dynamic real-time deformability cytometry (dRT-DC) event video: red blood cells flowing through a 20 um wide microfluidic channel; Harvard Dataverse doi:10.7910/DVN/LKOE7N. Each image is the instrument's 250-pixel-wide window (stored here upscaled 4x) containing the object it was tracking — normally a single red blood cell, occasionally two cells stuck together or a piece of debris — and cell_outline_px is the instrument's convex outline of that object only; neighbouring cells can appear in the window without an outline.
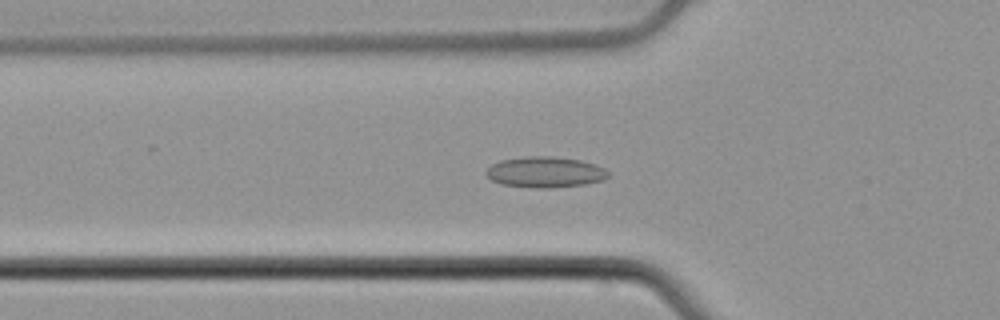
{"species": "common noctule bat (a hibernating species)", "species_latin": "Nyctalus noctula", "temperature_condition": "cold", "stored_images_in_passage": 38, "camera_frame_rate_fps": 3000, "um_per_image_px": 0.085, "animal": {"sex": "male", "body_mass_g": 21.5, "forearm_length_mm": 52.0}, "frame": {"image": 1, "passage_image": 2, "time_ms": 0.333, "image_size_px": [1000, 320], "cell_outline_px": [[608, 176], [604, 180], [584, 184], [552, 188], [532, 188], [500, 184], [492, 180], [484, 172], [492, 164], [500, 160], [528, 156], [552, 156], [580, 160], [604, 168], [608, 172]], "centroid_in_image_um": [46.31, 14.63], "position_along_channel_um": 79.5, "area_um2": 21.91}}
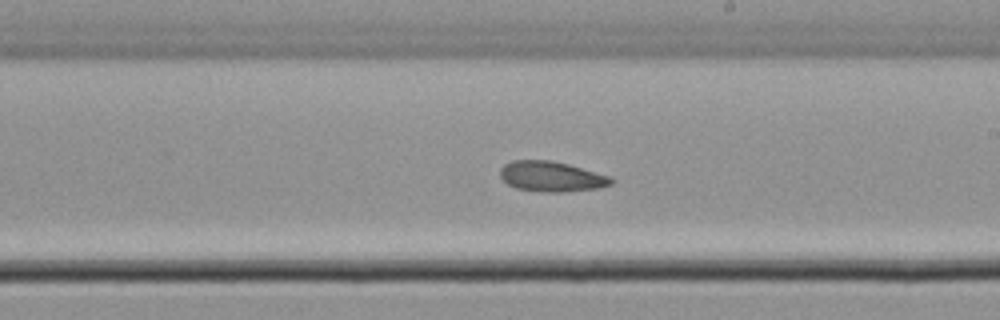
{"frame": {"image": 2, "passage_image": 15, "time_ms": 4.667, "image_size_px": [1000, 320], "cell_outline_px": [[616, 180], [612, 184], [596, 188], [560, 192], [540, 192], [516, 188], [508, 184], [500, 176], [500, 168], [504, 164], [512, 160], [552, 160], [568, 164], [608, 176]], "centroid_in_image_um": [46.83, 15.0], "position_along_channel_um": 242.2, "area_um2": 19.48}}
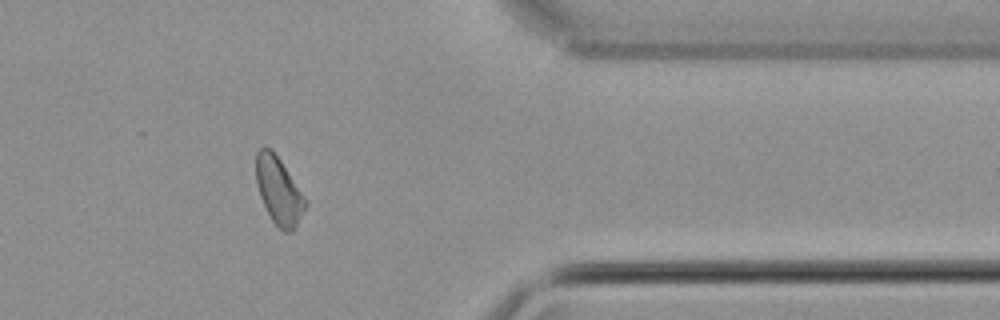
{"frame": {"image": 3, "passage_image": 28, "time_ms": 9.0, "image_size_px": [1000, 320], "cell_outline_px": [[308, 204], [292, 232], [284, 232], [272, 220], [260, 196], [256, 184], [256, 152], [260, 148], [268, 148], [280, 160], [308, 200]], "centroid_in_image_um": [23.71, 16.23], "position_along_channel_um": 387.7, "area_um2": 19.07}, "authors_computed_cell_mechanics": {"area_um2": 19.7098, "velocity_mm_per_s": 3.7611, "shape_relaxation_time_tau1_ms": null, "shape_relaxation_time_tau2_ms": 2.7539, "deformation_change_tau1": null, "deformation_change_tau2": 0.0796}}